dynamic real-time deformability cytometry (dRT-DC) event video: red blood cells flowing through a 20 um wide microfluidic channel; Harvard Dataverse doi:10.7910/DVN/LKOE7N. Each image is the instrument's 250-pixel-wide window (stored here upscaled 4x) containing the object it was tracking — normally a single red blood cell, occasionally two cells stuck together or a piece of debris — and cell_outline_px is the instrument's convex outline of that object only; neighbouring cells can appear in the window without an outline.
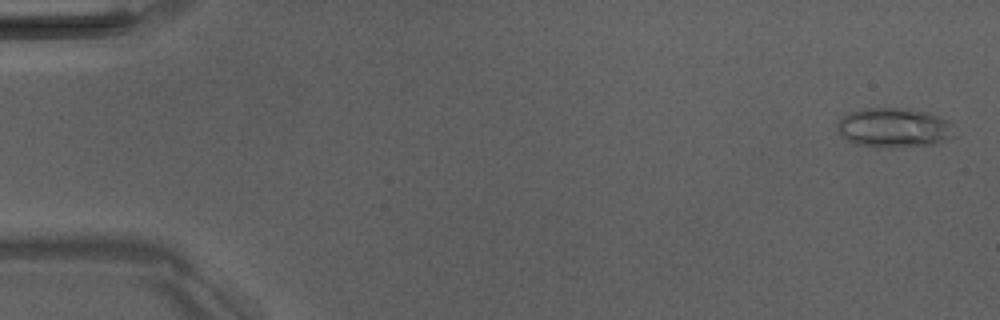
{"species": "Egyptian fruit bat (a non-hibernating species)", "species_latin": "Rousettus aegyptiacus", "temperature_condition": "room temperature", "stored_images_in_passage": 6, "camera_frame_rate_fps": 3000, "um_per_image_px": 0.085, "animal": {"sex": "male"}, "frame": {"image": 1, "passage_image": 1, "time_ms": 0.0, "image_size_px": [1000, 320], "cell_outline_px": [[948, 136], [944, 140], [936, 144], [896, 148], [880, 148], [856, 144], [840, 136], [836, 132], [836, 124], [848, 112], [864, 108], [900, 108], [928, 112], [948, 120]], "centroid_in_image_um": [75.85, 10.87], "position_along_channel_um": 9.1, "area_um2": 26.82}}
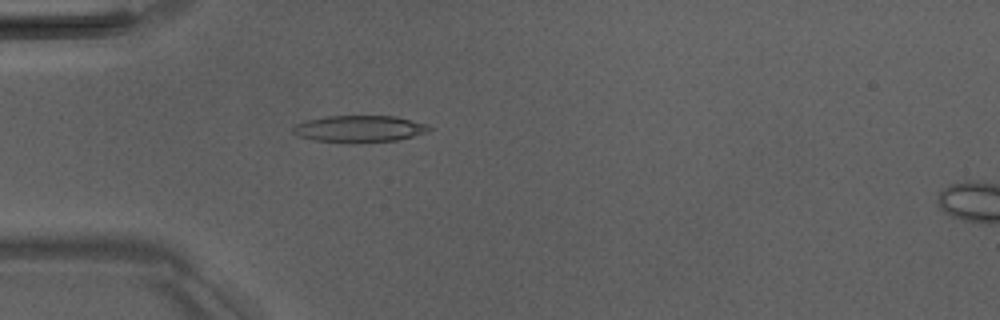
{"frame": {"image": 2, "passage_image": 5, "time_ms": 4.667, "image_size_px": [1000, 320], "cell_outline_px": [[432, 128], [424, 132], [412, 136], [396, 140], [312, 140], [300, 136], [292, 132], [292, 128], [296, 124], [308, 120], [324, 116], [396, 116], [428, 124]], "centroid_in_image_um": [30.55, 10.9], "position_along_channel_um": 54.5, "area_um2": 20.17}}